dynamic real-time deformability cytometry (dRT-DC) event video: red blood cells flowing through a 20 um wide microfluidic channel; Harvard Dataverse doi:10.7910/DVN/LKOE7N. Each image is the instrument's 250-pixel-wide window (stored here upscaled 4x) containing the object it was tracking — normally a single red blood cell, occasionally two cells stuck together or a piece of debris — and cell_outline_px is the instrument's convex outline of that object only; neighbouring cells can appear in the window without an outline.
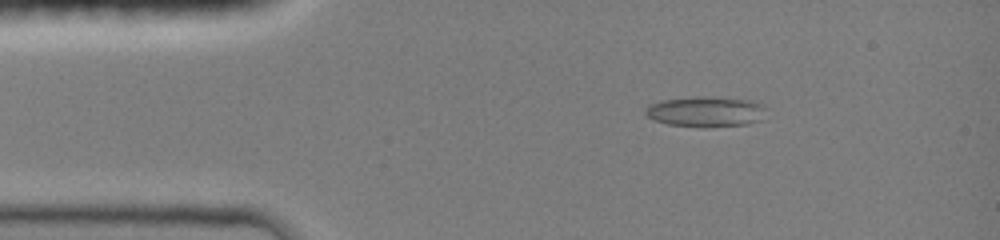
{"species": "common noctule bat (a hibernating species)", "species_latin": "Nyctalus noctula", "temperature_condition": "room temperature", "stored_images_in_passage": 8, "camera_frame_rate_fps": 3000, "um_per_image_px": 0.085, "animal": {"sex": "female", "body_mass_g": 19.0, "forearm_length_mm": 51.5}, "frame": {"image": 1, "passage_image": 4, "time_ms": 1.667, "image_size_px": [1000, 240], "cell_outline_px": [[764, 120], [748, 124], [668, 124], [652, 120], [644, 112], [644, 108], [648, 104], [660, 100], [752, 100], [764, 104]], "centroid_in_image_um": [59.99, 9.51], "position_along_channel_um": 25.0, "area_um2": 19.36}}
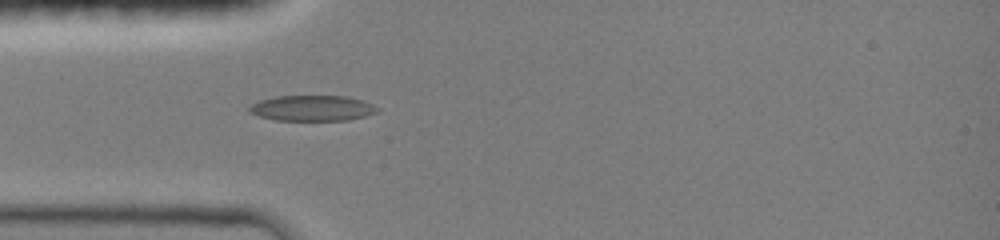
{"frame": {"image": 2, "passage_image": 8, "time_ms": 3.667, "image_size_px": [1000, 240], "cell_outline_px": [[380, 108], [376, 112], [364, 116], [348, 120], [276, 120], [260, 116], [248, 112], [248, 108], [252, 104], [260, 100], [276, 96], [348, 96], [372, 104]], "centroid_in_image_um": [26.53, 9.19], "position_along_channel_um": 58.5, "area_um2": 18.96}}